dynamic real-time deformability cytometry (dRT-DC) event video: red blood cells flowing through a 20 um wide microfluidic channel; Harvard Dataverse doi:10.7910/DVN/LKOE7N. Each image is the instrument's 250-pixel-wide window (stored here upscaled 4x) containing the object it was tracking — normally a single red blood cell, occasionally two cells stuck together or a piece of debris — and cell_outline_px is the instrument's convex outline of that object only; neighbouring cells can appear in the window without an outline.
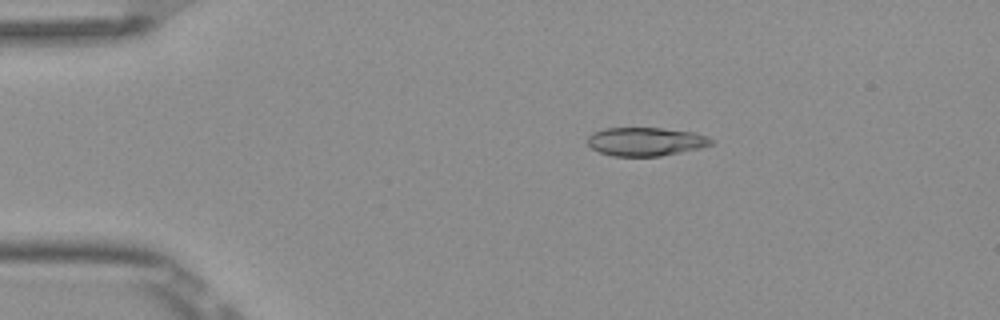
{"species": "Egyptian fruit bat (a non-hibernating species)", "species_latin": "Rousettus aegyptiacus", "temperature_condition": "room temperature", "stored_images_in_passage": 5, "camera_frame_rate_fps": 3000, "um_per_image_px": 0.085, "frame": {"image": 1, "passage_image": 2, "time_ms": 0.333, "image_size_px": [1000, 320], "cell_outline_px": [[712, 144], [700, 148], [660, 156], [612, 156], [600, 152], [592, 148], [588, 144], [588, 136], [592, 132], [604, 128], [660, 128], [696, 132], [708, 136], [712, 140]], "centroid_in_image_um": [54.88, 12.03], "position_along_channel_um": 30.1, "area_um2": 20.58}}
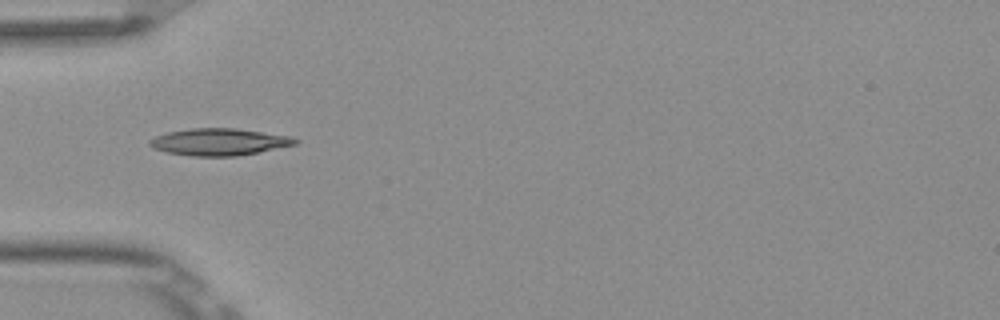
{"frame": {"image": 2, "passage_image": 4, "time_ms": 1.0, "image_size_px": [1000, 320], "cell_outline_px": [[300, 140], [296, 144], [236, 156], [192, 156], [168, 152], [152, 148], [148, 144], [148, 140], [156, 136], [168, 132], [192, 128], [236, 128], [292, 136]], "centroid_in_image_um": [18.62, 12.05], "position_along_channel_um": 66.4, "area_um2": 22.77}}
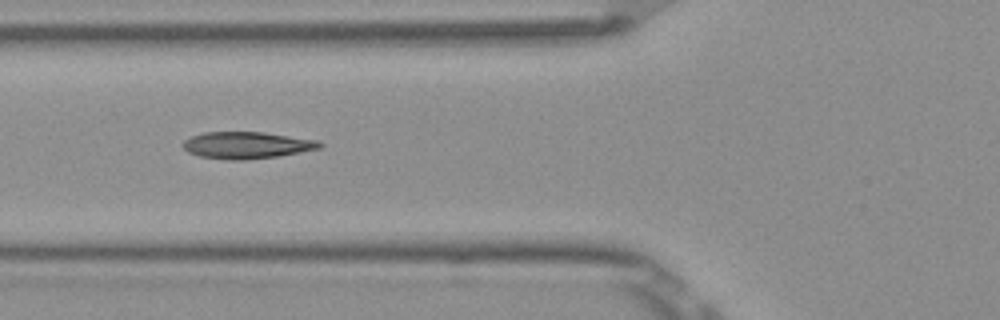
{"frame": {"image": 3, "passage_image": 5, "time_ms": 1.333, "image_size_px": [1000, 320], "cell_outline_px": [[324, 144], [320, 148], [280, 156], [244, 160], [224, 160], [200, 156], [188, 152], [180, 144], [184, 140], [192, 136], [204, 132], [264, 132], [320, 140]], "centroid_in_image_um": [20.99, 12.34], "position_along_channel_um": 104.8, "area_um2": 21.62}}